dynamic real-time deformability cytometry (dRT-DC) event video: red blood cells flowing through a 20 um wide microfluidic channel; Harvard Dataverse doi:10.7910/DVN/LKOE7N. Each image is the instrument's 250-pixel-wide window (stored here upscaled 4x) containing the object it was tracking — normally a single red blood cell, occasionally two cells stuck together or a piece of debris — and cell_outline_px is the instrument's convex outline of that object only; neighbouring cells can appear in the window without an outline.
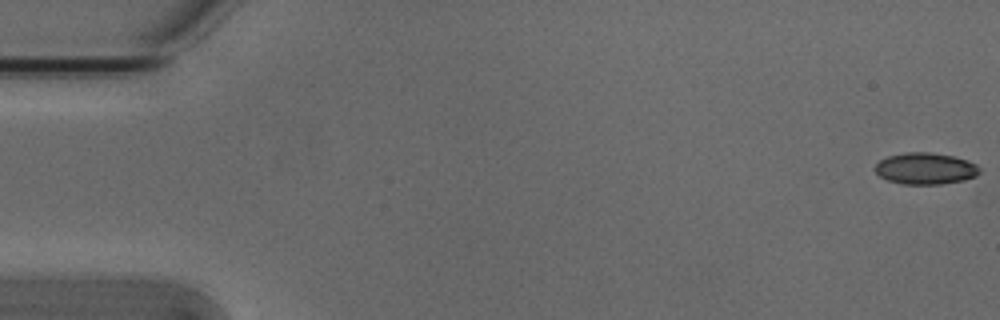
{"species": "Egyptian fruit bat (a non-hibernating species)", "species_latin": "Rousettus aegyptiacus", "temperature_condition": "cold", "stored_images_in_passage": 7, "camera_frame_rate_fps": 3000, "um_per_image_px": 0.085, "animal": {"sex": "male"}, "frame": {"image": 1, "passage_image": 1, "time_ms": 0.0, "image_size_px": [1000, 320], "cell_outline_px": [[980, 172], [968, 184], [904, 184], [888, 180], [880, 176], [876, 172], [876, 164], [880, 160], [888, 156], [904, 152], [928, 152], [952, 156], [968, 160], [976, 164], [980, 168]], "centroid_in_image_um": [78.78, 14.36], "position_along_channel_um": 6.2, "area_um2": 19.77}}